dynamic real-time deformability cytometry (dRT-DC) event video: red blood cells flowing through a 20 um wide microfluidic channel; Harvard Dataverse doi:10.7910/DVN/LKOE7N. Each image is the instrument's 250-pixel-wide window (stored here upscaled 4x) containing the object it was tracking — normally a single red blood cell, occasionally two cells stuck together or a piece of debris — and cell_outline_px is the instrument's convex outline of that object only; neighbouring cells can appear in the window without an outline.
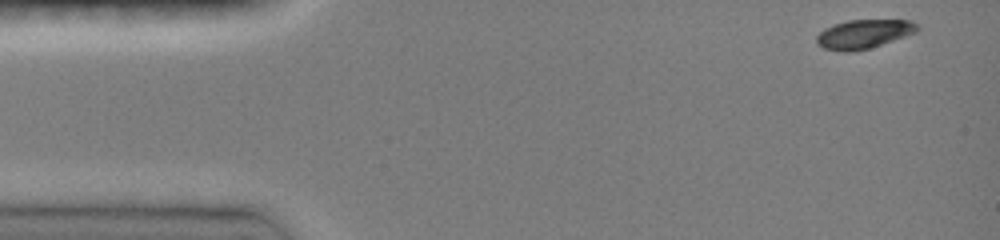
{"species": "common noctule bat (a hibernating species)", "species_latin": "Nyctalus noctula", "temperature_condition": "room temperature", "stored_images_in_passage": 42, "camera_frame_rate_fps": 3000, "um_per_image_px": 0.085, "animal": {"sex": "female", "body_mass_g": 19.0, "forearm_length_mm": 51.5}, "frame": {"image": 1, "passage_image": 1, "time_ms": 0.0, "image_size_px": [1000, 240], "cell_outline_px": [[920, 28], [916, 32], [868, 48], [848, 52], [844, 52], [824, 48], [816, 44], [816, 36], [824, 28], [848, 20], [912, 20], [920, 24]], "centroid_in_image_um": [73.42, 2.88], "position_along_channel_um": 11.6, "area_um2": 16.82}}
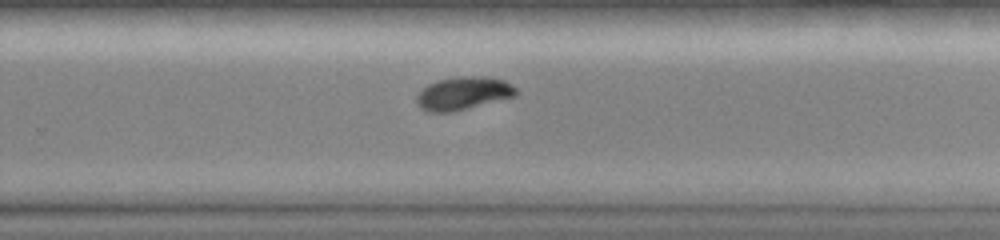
{"frame": {"image": 2, "passage_image": 29, "time_ms": 9.333, "image_size_px": [1000, 240], "cell_outline_px": [[516, 96], [452, 112], [428, 112], [420, 108], [416, 104], [416, 96], [428, 84], [436, 80], [456, 76], [488, 76], [504, 80], [512, 84], [516, 88]], "centroid_in_image_um": [39.36, 7.92], "position_along_channel_um": 290.4, "area_um2": 19.31}}
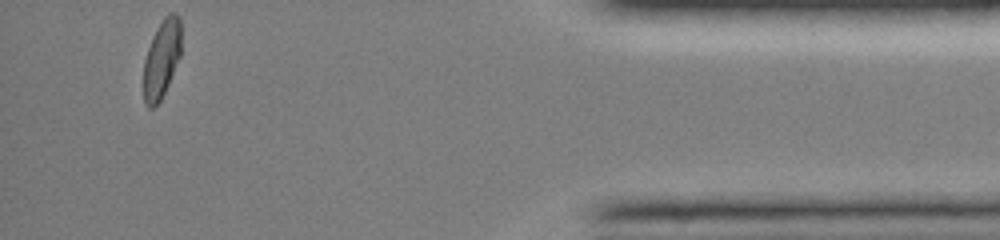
{"frame": {"image": 3, "passage_image": 42, "time_ms": 13.667, "image_size_px": [1000, 240], "cell_outline_px": [[180, 56], [168, 84], [160, 100], [152, 108], [148, 108], [144, 104], [144, 60], [152, 36], [164, 16], [168, 12], [176, 12], [180, 16]], "centroid_in_image_um": [13.74, 4.96], "position_along_channel_um": 421.5, "area_um2": 17.05}, "authors_computed_cell_mechanics": {"area_um2": 18.8717, "velocity_mm_per_s": 4.095, "shape_relaxation_time_tau1_ms": 2.0951, "shape_relaxation_time_tau2_ms": 1.2659, "deformation_change_tau1": 0.1508, "deformation_change_tau2": 0.0293}}